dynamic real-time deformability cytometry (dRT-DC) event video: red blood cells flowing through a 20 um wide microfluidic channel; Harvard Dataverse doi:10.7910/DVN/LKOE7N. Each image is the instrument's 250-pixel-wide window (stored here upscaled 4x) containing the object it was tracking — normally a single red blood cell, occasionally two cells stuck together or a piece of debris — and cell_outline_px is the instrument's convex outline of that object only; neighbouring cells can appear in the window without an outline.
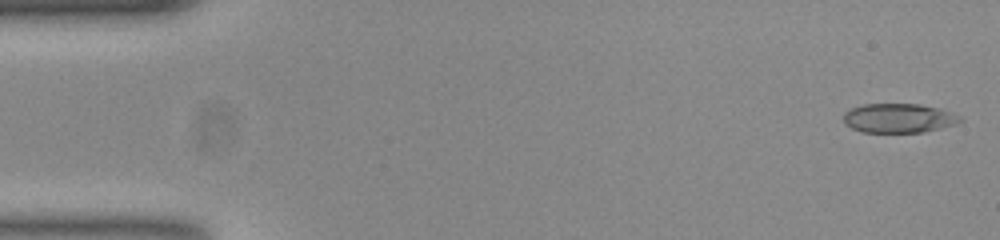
{"species": "common noctule bat (a hibernating species)", "species_latin": "Nyctalus noctula", "temperature_condition": "room temperature", "stored_images_in_passage": 53, "camera_frame_rate_fps": 3000, "um_per_image_px": 0.085, "animal": {"sex": "female", "body_mass_g": 23.0, "forearm_length_mm": 53.4}, "frame": {"image": 1, "passage_image": 1, "time_ms": 0.0, "image_size_px": [1000, 240], "cell_outline_px": [[964, 120], [956, 124], [924, 132], [860, 132], [844, 124], [844, 112], [852, 108], [864, 104], [920, 104], [940, 108], [952, 112], [960, 116]], "centroid_in_image_um": [76.41, 10.04], "position_along_channel_um": 8.6, "area_um2": 20.0}}
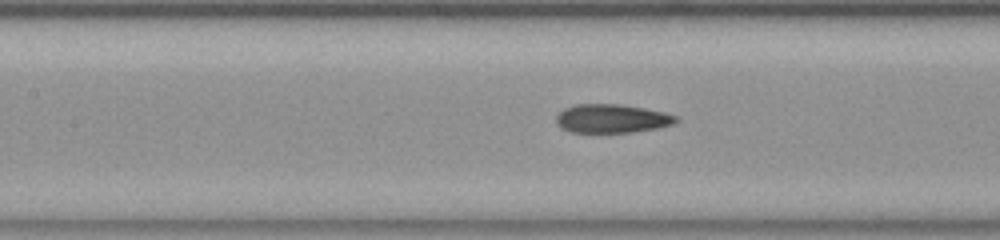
{"frame": {"image": 2, "passage_image": 23, "time_ms": 7.333, "image_size_px": [1000, 240], "cell_outline_px": [[680, 120], [672, 124], [656, 128], [632, 132], [572, 132], [560, 128], [556, 124], [556, 116], [564, 108], [576, 104], [620, 104], [644, 108], [664, 112], [680, 116]], "centroid_in_image_um": [52.01, 10.07], "position_along_channel_um": 155.4, "area_um2": 20.11}}
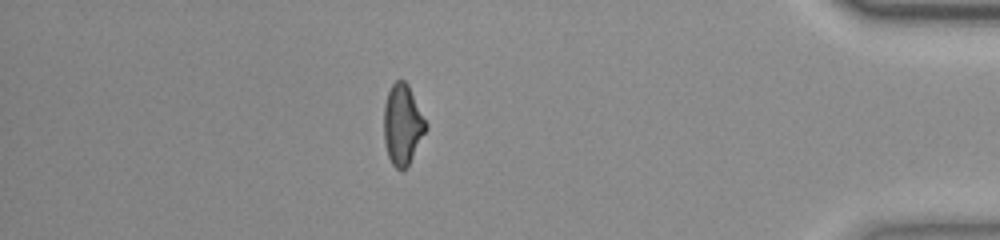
{"frame": {"image": 3, "passage_image": 46, "time_ms": 15.0, "image_size_px": [1000, 240], "cell_outline_px": [[428, 128], [408, 164], [400, 172], [392, 164], [388, 156], [384, 140], [384, 104], [388, 92], [392, 84], [396, 80], [404, 80], [408, 84], [428, 124]], "centroid_in_image_um": [34.22, 10.58], "position_along_channel_um": 401.0, "area_um2": 19.65}, "authors_computed_cell_mechanics": {"area_um2": 20.1722, "velocity_mm_per_s": 3.7857, "shape_relaxation_time_tau1_ms": null, "shape_relaxation_time_tau2_ms": 1.9153, "deformation_change_tau1": null, "deformation_change_tau2": 0.0808}}